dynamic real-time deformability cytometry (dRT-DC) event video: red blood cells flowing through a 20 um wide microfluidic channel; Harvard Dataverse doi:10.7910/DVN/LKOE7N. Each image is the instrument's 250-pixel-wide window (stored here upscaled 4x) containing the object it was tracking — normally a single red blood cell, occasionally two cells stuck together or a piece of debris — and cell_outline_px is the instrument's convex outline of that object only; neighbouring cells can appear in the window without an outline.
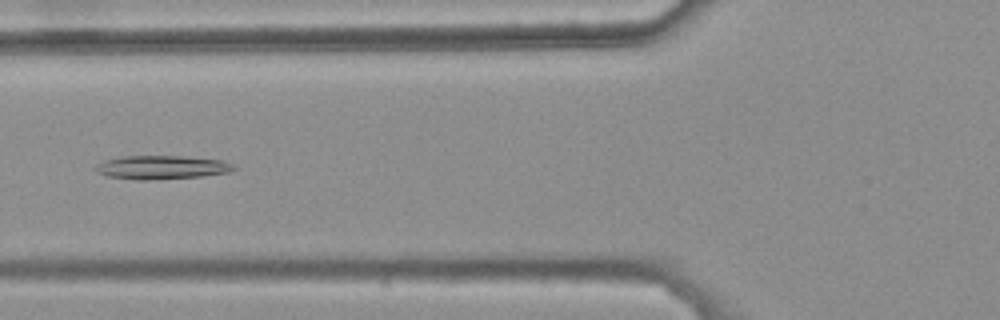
{"species": "common noctule bat (a hibernating species)", "species_latin": "Nyctalus noctula", "temperature_condition": "warm", "stored_images_in_passage": 44, "camera_frame_rate_fps": 3000, "um_per_image_px": 0.085, "animal": {"sex": "female", "body_mass_g": 25.1}, "frame": {"image": 1, "passage_image": 19, "time_ms": 6.0, "image_size_px": [1000, 320], "cell_outline_px": [[236, 168], [232, 172], [204, 176], [148, 180], [136, 180], [108, 176], [96, 172], [92, 168], [96, 164], [104, 160], [124, 156], [180, 156], [224, 160], [232, 164]], "centroid_in_image_um": [13.73, 14.23], "position_along_channel_um": 112.1, "area_um2": 19.25}}
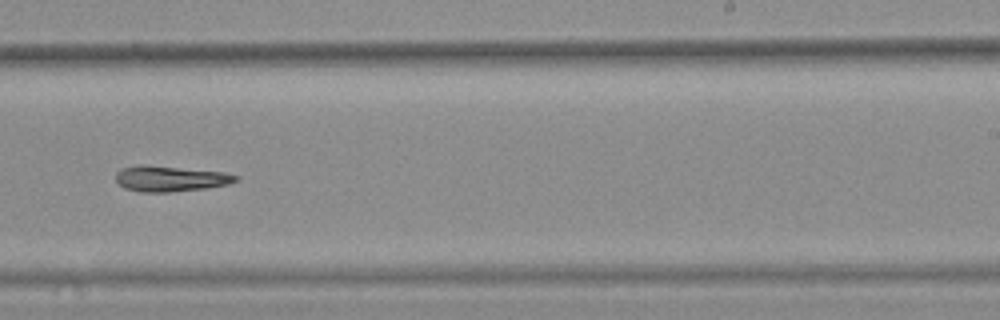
{"frame": {"image": 2, "passage_image": 32, "time_ms": 10.333, "image_size_px": [1000, 320], "cell_outline_px": [[240, 180], [228, 184], [204, 188], [168, 192], [140, 192], [124, 188], [116, 180], [116, 172], [120, 168], [140, 164], [144, 164], [224, 172], [240, 176]], "centroid_in_image_um": [14.46, 15.17], "position_along_channel_um": 274.5, "area_um2": 18.03}}
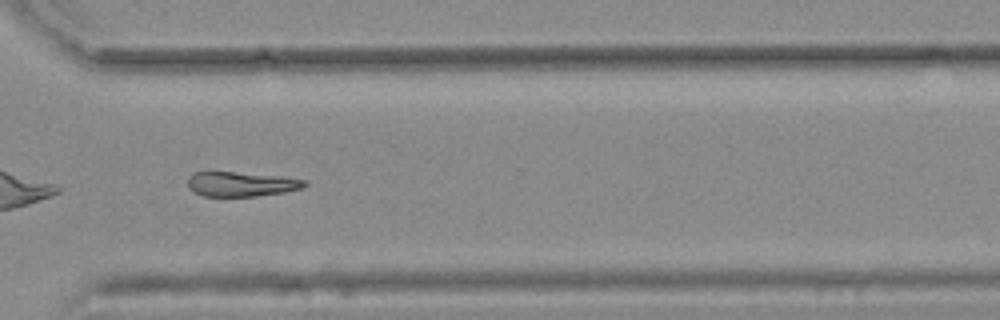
{"frame": {"image": 3, "passage_image": 38, "time_ms": 12.333, "image_size_px": [1000, 320], "cell_outline_px": [[308, 184], [300, 188], [284, 192], [256, 196], [204, 196], [188, 188], [188, 176], [192, 172], [232, 172], [280, 176], [308, 180]], "centroid_in_image_um": [20.5, 15.64], "position_along_channel_um": 350.1, "area_um2": 16.7}}